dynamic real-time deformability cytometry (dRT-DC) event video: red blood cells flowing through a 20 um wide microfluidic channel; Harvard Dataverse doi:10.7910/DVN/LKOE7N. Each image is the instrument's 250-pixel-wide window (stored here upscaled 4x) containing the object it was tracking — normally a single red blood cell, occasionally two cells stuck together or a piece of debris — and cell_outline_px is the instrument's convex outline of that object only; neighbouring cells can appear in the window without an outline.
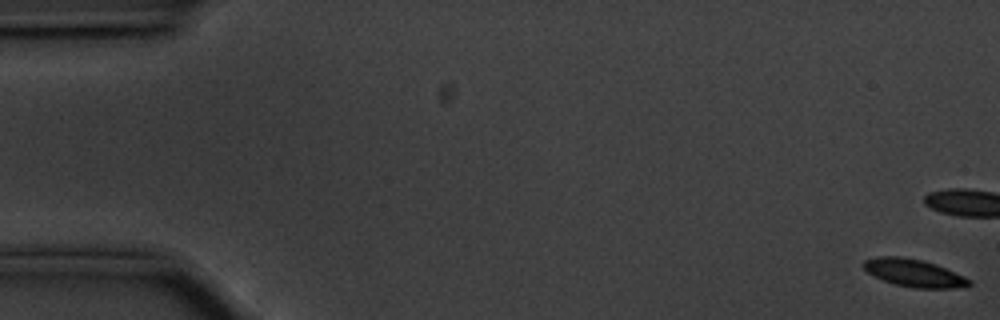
{"species": "common noctule bat (a hibernating species)", "species_latin": "Nyctalus noctula", "temperature_condition": "cold", "stored_images_in_passage": 58, "camera_frame_rate_fps": 3000, "um_per_image_px": 0.085, "animal": {"sex": "male", "body_mass_g": 20.1, "forearm_length_mm": 53.5}, "frame": {"image": 1, "passage_image": 1, "time_ms": 0.0, "image_size_px": [1000, 320], "cell_outline_px": [[972, 284], [952, 288], [916, 288], [892, 284], [868, 272], [864, 268], [864, 260], [880, 256], [896, 256], [920, 260], [936, 264], [964, 276], [972, 280]], "centroid_in_image_um": [77.7, 23.21], "position_along_channel_um": 7.3, "area_um2": 16.7}}
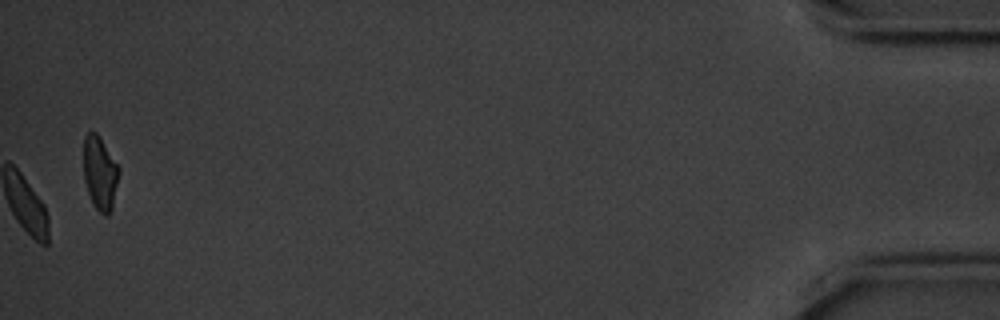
{"frame": {"image": 2, "passage_image": 58, "time_ms": 19.0, "image_size_px": [1000, 320], "cell_outline_px": [[120, 172], [112, 208], [108, 216], [104, 216], [92, 204], [84, 180], [84, 136], [92, 128], [100, 136], [120, 168]], "centroid_in_image_um": [8.5, 14.69], "position_along_channel_um": 426.7, "area_um2": 15.43}, "authors_computed_cell_mechanics": {"area_um2": 17.0221, "velocity_mm_per_s": 3.5081, "shape_relaxation_time_tau1_ms": 2.0404, "shape_relaxation_time_tau2_ms": null, "deformation_change_tau1": 0.0799, "deformation_change_tau2": null}}